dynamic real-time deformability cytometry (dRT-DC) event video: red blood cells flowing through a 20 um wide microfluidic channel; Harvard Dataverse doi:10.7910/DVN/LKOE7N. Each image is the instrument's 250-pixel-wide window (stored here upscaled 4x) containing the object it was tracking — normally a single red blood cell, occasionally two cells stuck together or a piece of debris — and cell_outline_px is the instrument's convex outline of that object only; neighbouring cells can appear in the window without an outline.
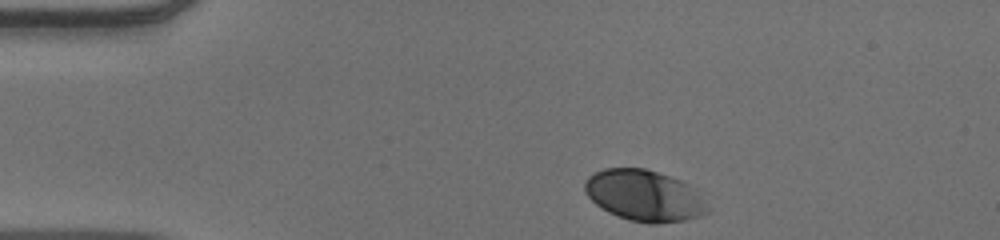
{"species": "human", "species_latin": "Homo sapiens", "temperature_condition": "warm", "stored_images_in_passage": 35, "camera_frame_rate_fps": 3000, "um_per_image_px": 0.085, "donor": {"sex": "male"}, "frame": {"image": 1, "passage_image": 1, "time_ms": 0.0, "image_size_px": [1000, 240], "cell_outline_px": [[712, 212], [700, 216], [684, 220], [652, 224], [628, 220], [608, 212], [596, 204], [584, 192], [584, 180], [588, 176], [604, 168], [644, 168], [692, 184], [696, 188]], "centroid_in_image_um": [54.79, 16.63], "position_along_channel_um": 30.2, "area_um2": 36.88}}
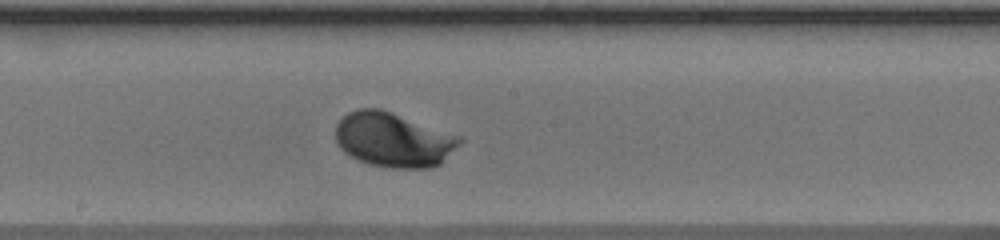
{"frame": {"image": 2, "passage_image": 20, "time_ms": 6.333, "image_size_px": [1000, 240], "cell_outline_px": [[464, 140], [440, 164], [432, 168], [388, 168], [368, 164], [344, 152], [340, 148], [336, 140], [336, 124], [348, 112], [356, 108], [380, 108], [464, 136]], "centroid_in_image_um": [33.48, 11.87], "position_along_channel_um": 214.7, "area_um2": 39.88}}
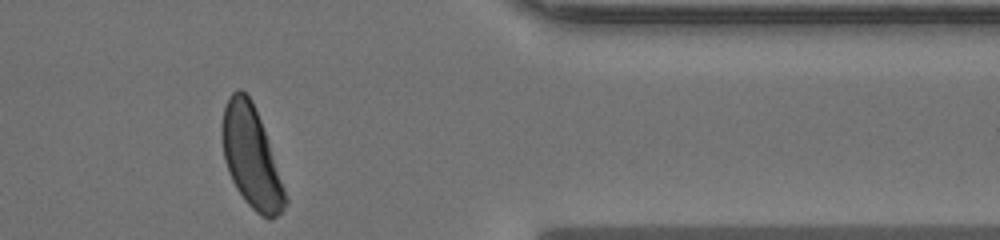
{"frame": {"image": 3, "passage_image": 35, "time_ms": 11.333, "image_size_px": [1000, 240], "cell_outline_px": [[288, 204], [272, 220], [268, 220], [260, 216], [244, 200], [236, 188], [228, 172], [224, 160], [220, 136], [220, 128], [224, 108], [228, 96], [236, 88], [240, 88], [252, 100], [260, 120], [284, 188], [288, 200]], "centroid_in_image_um": [21.31, 13.35], "position_along_channel_um": 390.1, "area_um2": 37.17}, "authors_computed_cell_mechanics": {"area_um2": 36.9342, "velocity_mm_per_s": 3.8877, "shape_relaxation_time_tau1_ms": 1.7806, "shape_relaxation_time_tau2_ms": null, "deformation_change_tau1": 0.1484, "deformation_change_tau2": null}}